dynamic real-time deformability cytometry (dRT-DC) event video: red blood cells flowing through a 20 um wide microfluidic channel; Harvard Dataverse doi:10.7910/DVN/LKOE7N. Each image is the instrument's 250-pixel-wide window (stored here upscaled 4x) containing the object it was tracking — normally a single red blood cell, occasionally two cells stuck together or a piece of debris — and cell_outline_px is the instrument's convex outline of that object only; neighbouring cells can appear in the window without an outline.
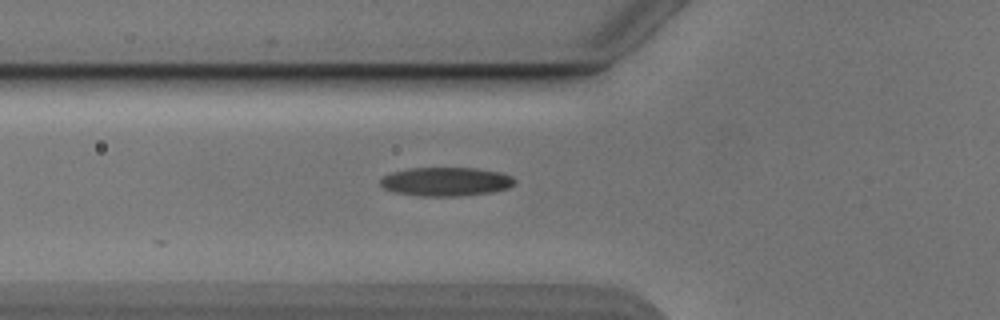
{"species": "Egyptian fruit bat (a non-hibernating species)", "species_latin": "Rousettus aegyptiacus", "temperature_condition": "cold", "stored_images_in_passage": 22, "camera_frame_rate_fps": 3000, "um_per_image_px": 0.085, "animal": {"sex": "male"}, "frame": {"image": 1, "passage_image": 3, "time_ms": 0.667, "image_size_px": [1000, 320], "cell_outline_px": [[516, 180], [508, 188], [492, 192], [460, 196], [416, 196], [392, 192], [384, 188], [380, 184], [380, 180], [384, 176], [392, 172], [408, 168], [476, 168], [500, 172], [512, 176]], "centroid_in_image_um": [37.88, 15.44], "position_along_channel_um": 87.9, "area_um2": 22.66}}
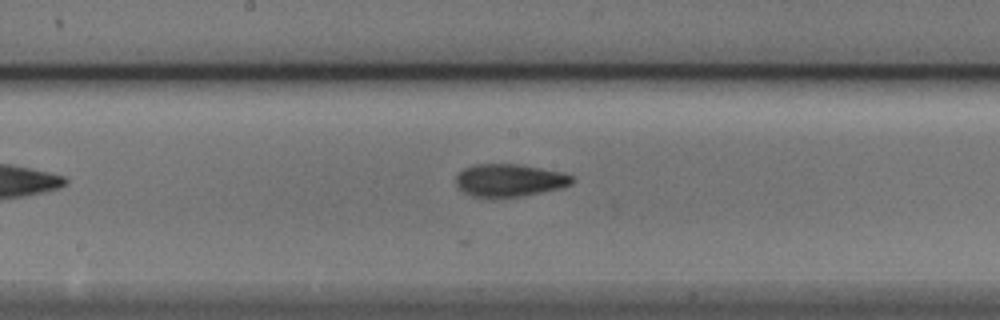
{"frame": {"image": 2, "passage_image": 12, "time_ms": 3.667, "image_size_px": [1000, 320], "cell_outline_px": [[576, 180], [572, 184], [560, 188], [524, 196], [472, 196], [464, 192], [456, 184], [456, 176], [464, 168], [472, 164], [520, 164], [564, 172], [572, 176]], "centroid_in_image_um": [43.35, 15.3], "position_along_channel_um": 204.9, "area_um2": 22.02}}
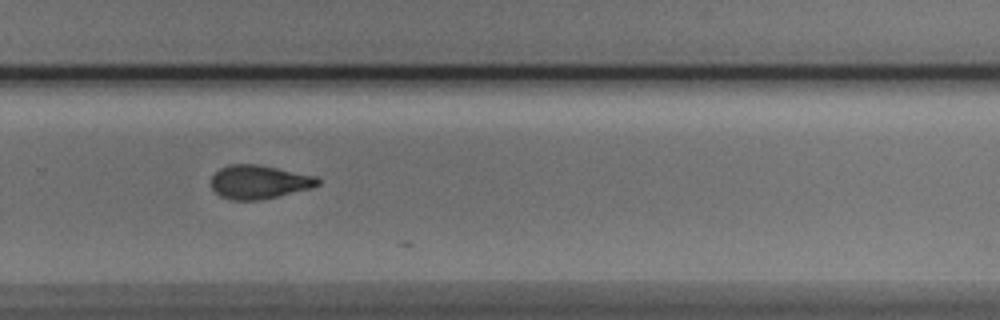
{"frame": {"image": 3, "passage_image": 20, "time_ms": 6.333, "image_size_px": [1000, 320], "cell_outline_px": [[320, 184], [312, 188], [260, 200], [232, 200], [220, 196], [212, 188], [212, 176], [220, 168], [228, 164], [260, 164], [316, 176], [320, 180]], "centroid_in_image_um": [22.03, 15.46], "position_along_channel_um": 307.8, "area_um2": 20.98}}